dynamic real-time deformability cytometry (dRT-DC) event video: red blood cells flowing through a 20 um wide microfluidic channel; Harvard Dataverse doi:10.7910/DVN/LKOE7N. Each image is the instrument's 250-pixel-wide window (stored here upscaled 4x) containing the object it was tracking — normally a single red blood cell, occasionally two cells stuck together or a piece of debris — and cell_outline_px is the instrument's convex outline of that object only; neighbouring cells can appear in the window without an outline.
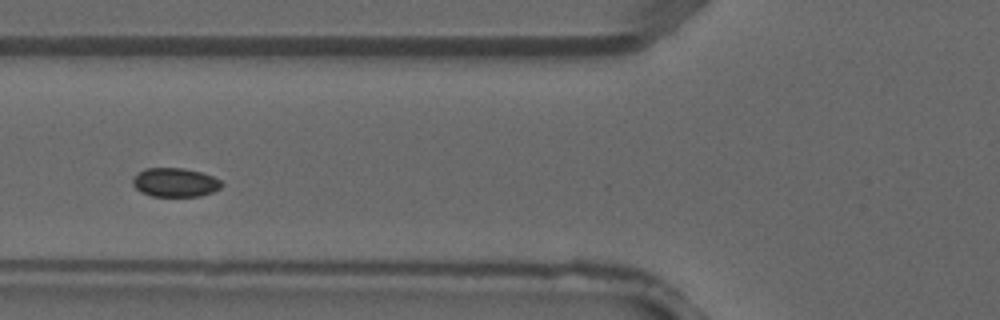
{"species": "common noctule bat (a hibernating species)", "species_latin": "Nyctalus noctula", "temperature_condition": "warm", "stored_images_in_passage": 3, "camera_frame_rate_fps": 3000, "um_per_image_px": 0.085, "animal": {"sex": "male", "forearm_length_mm": 52.5}, "frame": {"image": 1, "passage_image": 3, "time_ms": 0.667, "image_size_px": [1000, 320], "cell_outline_px": [[224, 184], [220, 188], [212, 192], [200, 196], [152, 196], [140, 192], [132, 184], [132, 180], [144, 168], [184, 168], [200, 172], [212, 176], [220, 180]], "centroid_in_image_um": [14.89, 15.51], "position_along_channel_um": 110.9, "area_um2": 14.91}}